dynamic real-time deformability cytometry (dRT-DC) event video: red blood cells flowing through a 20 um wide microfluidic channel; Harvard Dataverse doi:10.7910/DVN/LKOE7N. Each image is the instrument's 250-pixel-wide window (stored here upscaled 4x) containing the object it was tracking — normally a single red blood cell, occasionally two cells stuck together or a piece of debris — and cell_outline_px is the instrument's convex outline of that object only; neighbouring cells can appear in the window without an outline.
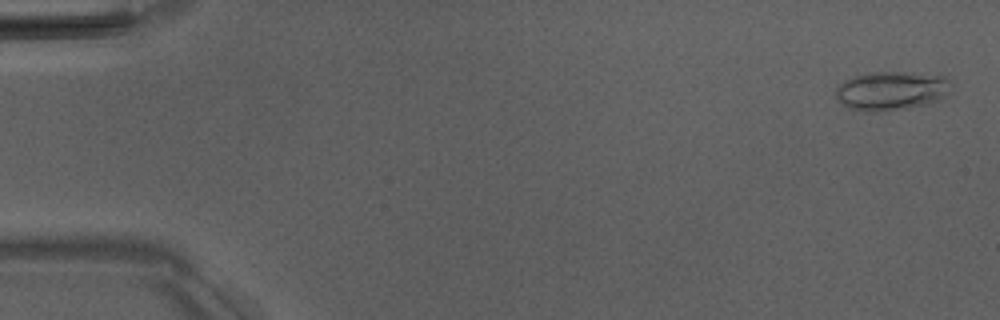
{"species": "Egyptian fruit bat (a non-hibernating species)", "species_latin": "Rousettus aegyptiacus", "temperature_condition": "room temperature", "stored_images_in_passage": 52, "camera_frame_rate_fps": 3000, "um_per_image_px": 0.085, "animal": {"sex": "male"}, "frame": {"image": 1, "passage_image": 2, "time_ms": 0.333, "image_size_px": [1000, 320], "cell_outline_px": [[948, 80], [944, 96], [936, 100], [912, 108], [880, 112], [864, 112], [848, 108], [836, 96], [836, 88], [844, 80], [868, 72], [904, 72], [944, 76]], "centroid_in_image_um": [75.68, 7.73], "position_along_channel_um": 9.3, "area_um2": 25.78}}
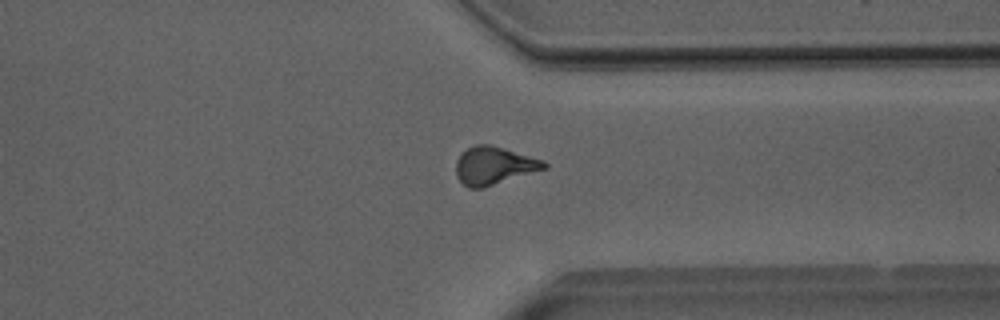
{"frame": {"image": 2, "passage_image": 40, "time_ms": 13.0, "image_size_px": [1000, 320], "cell_outline_px": [[548, 168], [484, 188], [468, 188], [456, 176], [456, 160], [460, 152], [476, 144], [488, 144], [504, 148], [544, 160], [548, 164]], "centroid_in_image_um": [41.99, 14.08], "position_along_channel_um": 369.4, "area_um2": 19.65}}
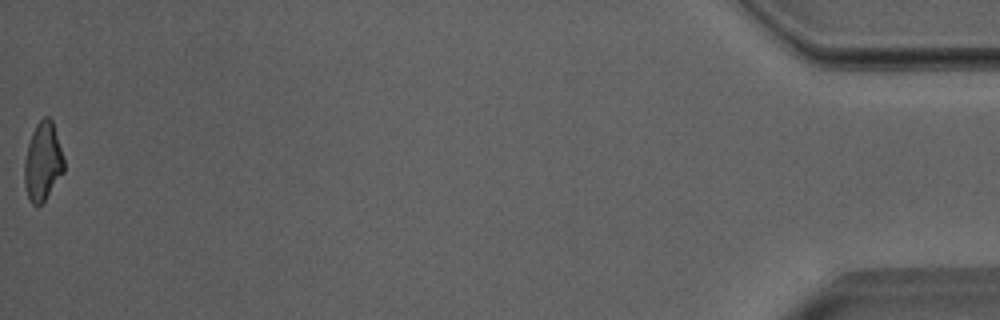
{"frame": {"image": 3, "passage_image": 52, "time_ms": 17.0, "image_size_px": [1000, 320], "cell_outline_px": [[64, 172], [44, 200], [40, 204], [32, 204], [28, 196], [24, 184], [24, 160], [28, 144], [32, 132], [36, 124], [44, 116], [48, 116], [52, 120], [64, 160]], "centroid_in_image_um": [3.63, 13.72], "position_along_channel_um": 431.6, "area_um2": 17.86}, "authors_computed_cell_mechanics": {"area_um2": 18.9584, "velocity_mm_per_s": 4.0182, "shape_relaxation_time_tau1_ms": 7.4456, "shape_relaxation_time_tau2_ms": 2.634, "deformation_change_tau1": 0.2015, "deformation_change_tau2": 0.1166}}